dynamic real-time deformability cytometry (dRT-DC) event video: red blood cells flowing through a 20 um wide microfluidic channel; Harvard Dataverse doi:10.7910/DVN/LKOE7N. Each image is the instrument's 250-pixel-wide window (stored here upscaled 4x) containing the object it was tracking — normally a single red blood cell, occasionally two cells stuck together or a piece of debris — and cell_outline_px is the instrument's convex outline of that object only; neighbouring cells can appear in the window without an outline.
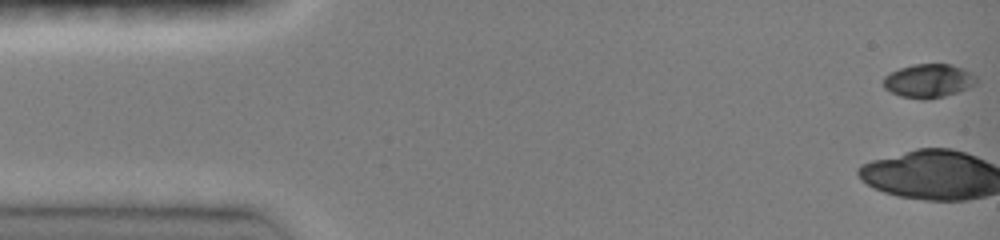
{"species": "common noctule bat (a hibernating species)", "species_latin": "Nyctalus noctula", "temperature_condition": "room temperature", "stored_images_in_passage": 47, "camera_frame_rate_fps": 3000, "um_per_image_px": 0.085, "animal": {"sex": "female", "body_mass_g": 19.0, "forearm_length_mm": 51.5}, "frame": {"image": 1, "passage_image": 1, "time_ms": 0.0, "image_size_px": [1000, 240], "cell_outline_px": [[980, 80], [976, 84], [968, 88], [944, 96], [924, 100], [900, 96], [884, 88], [884, 76], [900, 68], [912, 64], [952, 64], [964, 68], [972, 72]], "centroid_in_image_um": [78.98, 6.86], "position_along_channel_um": 6.0, "area_um2": 18.38}}